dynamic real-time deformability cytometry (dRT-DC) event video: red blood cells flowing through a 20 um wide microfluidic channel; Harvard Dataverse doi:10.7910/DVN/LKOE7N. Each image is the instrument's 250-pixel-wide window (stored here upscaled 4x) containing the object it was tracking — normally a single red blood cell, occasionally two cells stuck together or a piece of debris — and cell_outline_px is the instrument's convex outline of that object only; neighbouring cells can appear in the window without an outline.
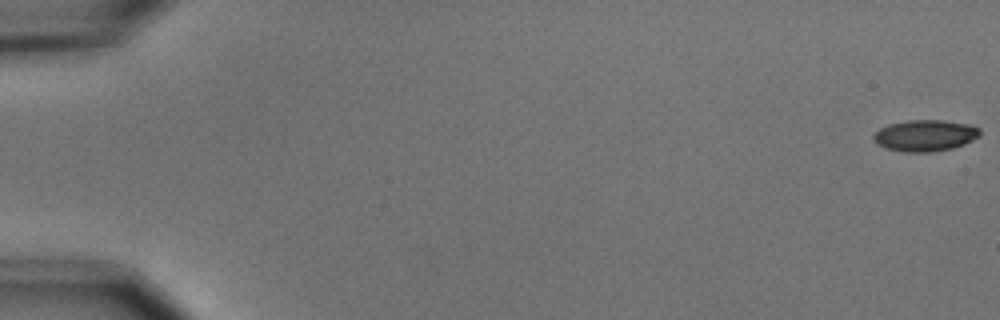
{"species": "common noctule bat (a hibernating species)", "species_latin": "Nyctalus noctula", "temperature_condition": "cold", "stored_images_in_passage": 56, "camera_frame_rate_fps": 3000, "um_per_image_px": 0.085, "animal": {"sex": "male", "body_mass_g": 15.6}, "frame": {"image": 1, "passage_image": 1, "time_ms": 0.0, "image_size_px": [1000, 320], "cell_outline_px": [[980, 136], [964, 144], [952, 148], [932, 152], [904, 152], [888, 148], [876, 144], [872, 140], [872, 136], [880, 128], [888, 124], [904, 120], [940, 120], [968, 124], [980, 128]], "centroid_in_image_um": [78.61, 11.51], "position_along_channel_um": 6.4, "area_um2": 19.54}}
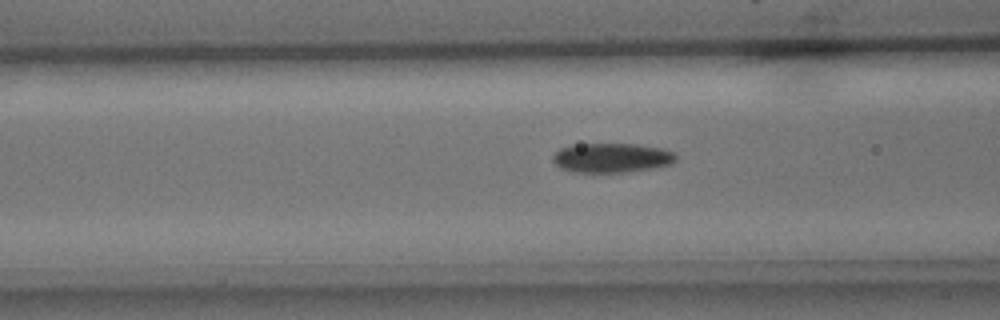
{"frame": {"image": 2, "passage_image": 23, "time_ms": 7.333, "image_size_px": [1000, 320], "cell_outline_px": [[676, 160], [672, 164], [648, 168], [620, 172], [572, 172], [560, 168], [552, 160], [552, 156], [560, 148], [572, 144], [636, 144], [660, 148], [676, 152]], "centroid_in_image_um": [51.96, 13.4], "position_along_channel_um": 114.6, "area_um2": 21.04}}
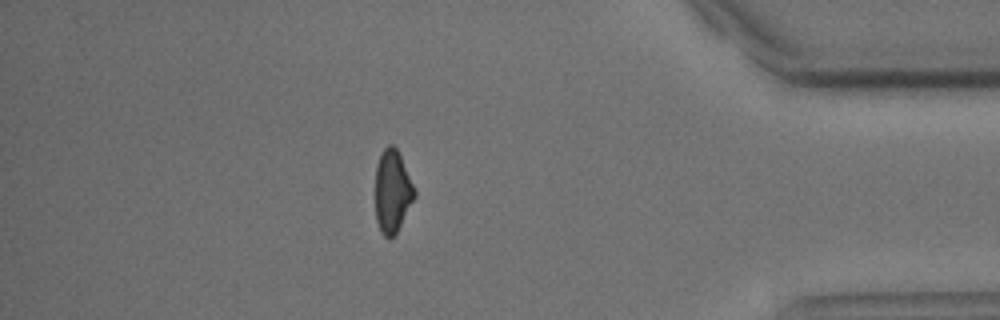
{"frame": {"image": 3, "passage_image": 49, "time_ms": 16.0, "image_size_px": [1000, 320], "cell_outline_px": [[416, 196], [396, 232], [388, 240], [380, 232], [376, 220], [376, 164], [384, 148], [388, 144], [392, 144], [396, 148], [416, 188]], "centroid_in_image_um": [33.36, 16.27], "position_along_channel_um": 401.8, "area_um2": 18.84}, "authors_computed_cell_mechanics": {"area_um2": 20.0566, "velocity_mm_per_s": 3.6958, "shape_relaxation_time_tau1_ms": 4.2973, "shape_relaxation_time_tau2_ms": 5.8517, "deformation_change_tau1": 0.1152, "deformation_change_tau2": 0.1256}}